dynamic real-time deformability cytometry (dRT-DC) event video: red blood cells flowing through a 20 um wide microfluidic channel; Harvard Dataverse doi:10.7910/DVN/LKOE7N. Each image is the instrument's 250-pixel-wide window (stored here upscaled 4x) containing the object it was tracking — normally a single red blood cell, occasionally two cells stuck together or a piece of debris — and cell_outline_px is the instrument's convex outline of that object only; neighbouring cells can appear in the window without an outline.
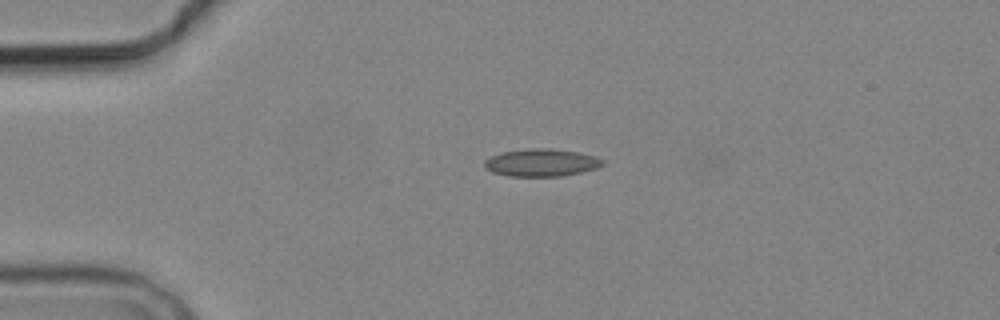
{"species": "common noctule bat (a hibernating species)", "species_latin": "Nyctalus noctula", "temperature_condition": "cold", "stored_images_in_passage": 2, "camera_frame_rate_fps": 3000, "um_per_image_px": 0.085, "animal": {"sex": "male", "body_mass_g": 19.2, "forearm_length_mm": 51.8}, "frame": {"image": 1, "passage_image": 1, "time_ms": 0.0, "image_size_px": [1000, 320], "cell_outline_px": [[604, 164], [596, 168], [580, 172], [560, 176], [508, 176], [492, 172], [484, 168], [484, 160], [488, 156], [500, 152], [528, 148], [552, 148], [580, 152], [596, 156], [604, 160]], "centroid_in_image_um": [45.98, 13.81], "position_along_channel_um": 39.0, "area_um2": 19.25}}